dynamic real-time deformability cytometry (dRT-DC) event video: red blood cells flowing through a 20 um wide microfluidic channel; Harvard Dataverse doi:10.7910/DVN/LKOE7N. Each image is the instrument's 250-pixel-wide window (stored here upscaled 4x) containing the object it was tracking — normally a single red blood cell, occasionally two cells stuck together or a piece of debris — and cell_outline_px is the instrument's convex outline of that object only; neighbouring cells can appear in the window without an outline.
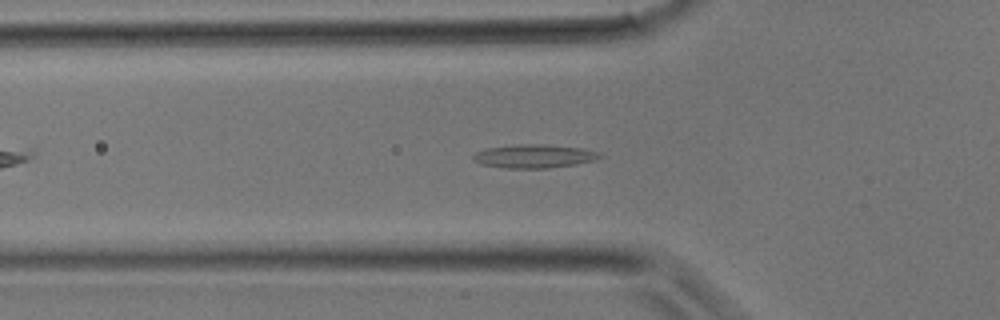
{"species": "common noctule bat (a hibernating species)", "species_latin": "Nyctalus noctula", "temperature_condition": "room temperature", "stored_images_in_passage": 31, "camera_frame_rate_fps": 3000, "um_per_image_px": 0.085, "animal": {"sex": "male", "body_mass_g": 17.9}, "frame": {"image": 1, "passage_image": 7, "time_ms": 2.0, "image_size_px": [1000, 320], "cell_outline_px": [[604, 156], [592, 160], [576, 164], [548, 168], [508, 168], [480, 164], [472, 160], [472, 156], [476, 152], [488, 148], [520, 144], [536, 144], [584, 148], [596, 152]], "centroid_in_image_um": [45.37, 13.28], "position_along_channel_um": 80.4, "area_um2": 17.11}}
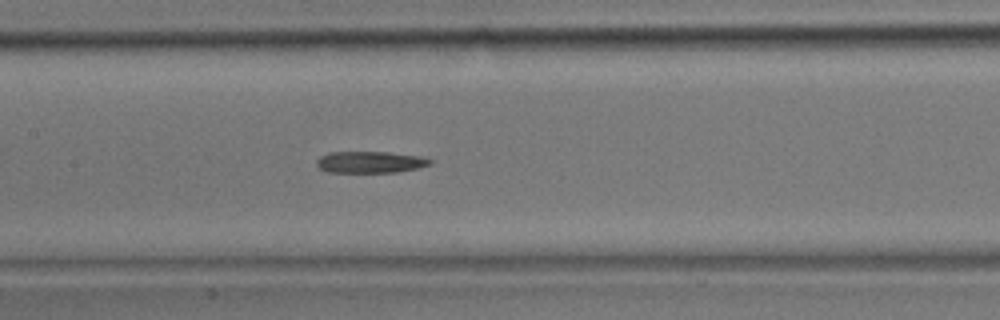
{"frame": {"image": 2, "passage_image": 12, "time_ms": 3.667, "image_size_px": [1000, 320], "cell_outline_px": [[432, 164], [416, 168], [396, 172], [328, 172], [320, 168], [316, 164], [316, 160], [320, 156], [328, 152], [388, 152], [420, 156], [432, 160]], "centroid_in_image_um": [31.44, 13.77], "position_along_channel_um": 176.0, "area_um2": 14.22}}
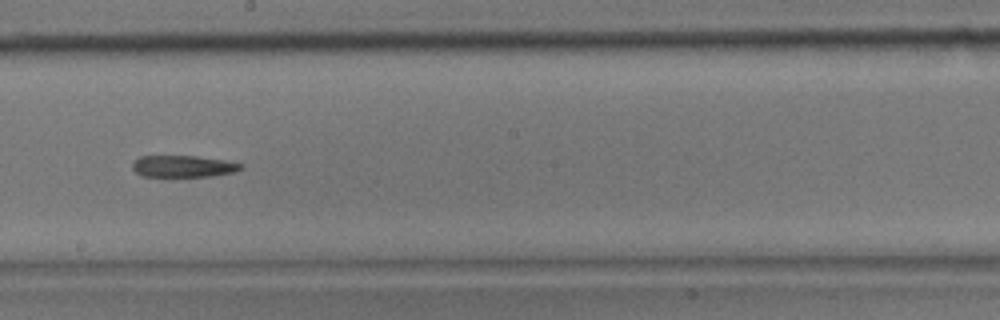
{"frame": {"image": 3, "passage_image": 15, "time_ms": 4.667, "image_size_px": [1000, 320], "cell_outline_px": [[244, 168], [232, 172], [212, 176], [140, 176], [132, 168], [132, 164], [140, 156], [196, 156], [224, 160], [244, 164]], "centroid_in_image_um": [15.58, 14.13], "position_along_channel_um": 232.6, "area_um2": 13.64}}